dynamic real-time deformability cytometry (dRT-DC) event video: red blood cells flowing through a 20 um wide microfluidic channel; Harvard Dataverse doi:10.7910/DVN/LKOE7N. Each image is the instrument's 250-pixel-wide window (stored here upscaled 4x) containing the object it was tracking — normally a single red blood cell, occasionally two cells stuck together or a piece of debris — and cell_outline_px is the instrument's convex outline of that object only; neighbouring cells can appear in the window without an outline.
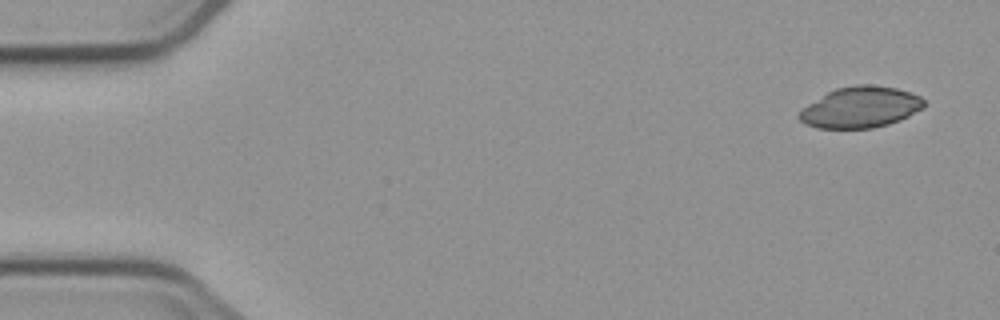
{"species": "common noctule bat (a hibernating species)", "species_latin": "Nyctalus noctula", "temperature_condition": "cold", "stored_images_in_passage": 3, "camera_frame_rate_fps": 3000, "um_per_image_px": 0.085, "animal": {"sex": "male", "body_mass_g": 23.1, "forearm_length_mm": 52.7}, "frame": {"image": 1, "passage_image": 1, "time_ms": 0.0, "image_size_px": [1000, 320], "cell_outline_px": [[924, 108], [900, 120], [888, 124], [872, 128], [816, 128], [804, 124], [796, 116], [808, 104], [828, 92], [836, 88], [856, 84], [868, 84], [896, 88], [920, 96], [924, 100]], "centroid_in_image_um": [73.14, 9.12], "position_along_channel_um": 11.9, "area_um2": 29.77}}